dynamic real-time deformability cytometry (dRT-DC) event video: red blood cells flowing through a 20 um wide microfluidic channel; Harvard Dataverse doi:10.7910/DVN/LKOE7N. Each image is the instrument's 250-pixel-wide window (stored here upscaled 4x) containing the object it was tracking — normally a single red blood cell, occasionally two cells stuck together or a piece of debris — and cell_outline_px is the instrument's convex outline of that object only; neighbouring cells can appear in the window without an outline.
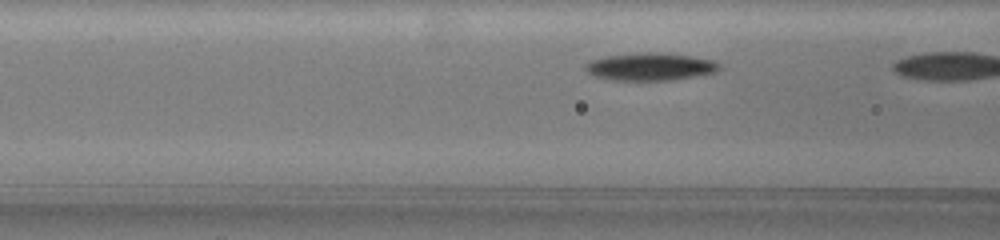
{"species": "common noctule bat (a hibernating species)", "species_latin": "Nyctalus noctula", "temperature_condition": "warm", "stored_images_in_passage": 4, "camera_frame_rate_fps": 3000, "um_per_image_px": 0.085, "animal": {"sex": "female", "body_mass_g": 19.5, "forearm_length_mm": 54.1}, "frame": {"image": 1, "passage_image": 3, "time_ms": 1.0, "image_size_px": [1000, 240], "cell_outline_px": [[720, 68], [716, 72], [668, 80], [616, 80], [596, 76], [588, 72], [584, 68], [584, 64], [588, 60], [608, 56], [640, 52], [656, 52], [692, 56], [712, 60], [720, 64]], "centroid_in_image_um": [55.24, 5.65], "position_along_channel_um": 111.4, "area_um2": 21.33}}